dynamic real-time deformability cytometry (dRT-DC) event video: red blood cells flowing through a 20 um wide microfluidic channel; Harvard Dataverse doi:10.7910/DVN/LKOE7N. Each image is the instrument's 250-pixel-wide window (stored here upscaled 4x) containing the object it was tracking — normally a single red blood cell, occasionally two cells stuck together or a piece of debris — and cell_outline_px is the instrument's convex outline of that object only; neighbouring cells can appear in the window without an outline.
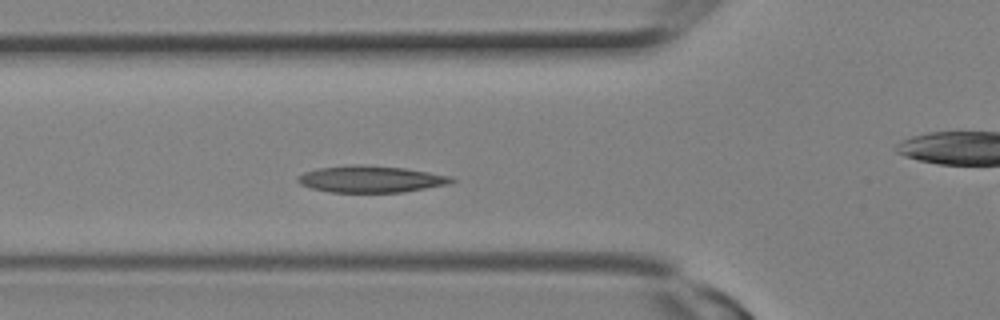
{"species": "Egyptian fruit bat (a non-hibernating species)", "species_latin": "Rousettus aegyptiacus", "temperature_condition": "room temperature", "stored_images_in_passage": 7, "camera_frame_rate_fps": 3000, "um_per_image_px": 0.085, "animal": {"sex": "female"}, "frame": {"image": 1, "passage_image": 6, "time_ms": 1.667, "image_size_px": [1000, 320], "cell_outline_px": [[456, 180], [448, 184], [404, 192], [328, 192], [312, 188], [300, 184], [296, 180], [296, 176], [304, 172], [316, 168], [348, 164], [364, 164], [404, 168], [452, 176]], "centroid_in_image_um": [31.47, 15.21], "position_along_channel_um": 94.3, "area_um2": 24.16}}